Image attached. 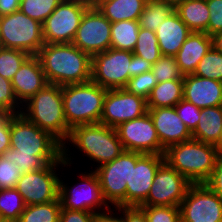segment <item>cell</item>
I'll return each mask as SVG.
<instances>
[{"instance_id":"cell-39","label":"cell","mask_w":222,"mask_h":222,"mask_svg":"<svg viewBox=\"0 0 222 222\" xmlns=\"http://www.w3.org/2000/svg\"><path fill=\"white\" fill-rule=\"evenodd\" d=\"M148 222H181L180 207L177 206H139Z\"/></svg>"},{"instance_id":"cell-15","label":"cell","mask_w":222,"mask_h":222,"mask_svg":"<svg viewBox=\"0 0 222 222\" xmlns=\"http://www.w3.org/2000/svg\"><path fill=\"white\" fill-rule=\"evenodd\" d=\"M179 207L181 222H222V200L204 183L191 184Z\"/></svg>"},{"instance_id":"cell-53","label":"cell","mask_w":222,"mask_h":222,"mask_svg":"<svg viewBox=\"0 0 222 222\" xmlns=\"http://www.w3.org/2000/svg\"><path fill=\"white\" fill-rule=\"evenodd\" d=\"M214 146L217 150L218 155H222V131L217 143Z\"/></svg>"},{"instance_id":"cell-24","label":"cell","mask_w":222,"mask_h":222,"mask_svg":"<svg viewBox=\"0 0 222 222\" xmlns=\"http://www.w3.org/2000/svg\"><path fill=\"white\" fill-rule=\"evenodd\" d=\"M148 0H97L93 5L111 22L138 20Z\"/></svg>"},{"instance_id":"cell-51","label":"cell","mask_w":222,"mask_h":222,"mask_svg":"<svg viewBox=\"0 0 222 222\" xmlns=\"http://www.w3.org/2000/svg\"><path fill=\"white\" fill-rule=\"evenodd\" d=\"M213 39V47L222 53V31L215 33L212 36Z\"/></svg>"},{"instance_id":"cell-40","label":"cell","mask_w":222,"mask_h":222,"mask_svg":"<svg viewBox=\"0 0 222 222\" xmlns=\"http://www.w3.org/2000/svg\"><path fill=\"white\" fill-rule=\"evenodd\" d=\"M157 85L156 78L152 71L133 76L129 79L125 89L132 94L148 99L152 89Z\"/></svg>"},{"instance_id":"cell-28","label":"cell","mask_w":222,"mask_h":222,"mask_svg":"<svg viewBox=\"0 0 222 222\" xmlns=\"http://www.w3.org/2000/svg\"><path fill=\"white\" fill-rule=\"evenodd\" d=\"M140 29L138 20H124L111 24L110 48L133 52Z\"/></svg>"},{"instance_id":"cell-19","label":"cell","mask_w":222,"mask_h":222,"mask_svg":"<svg viewBox=\"0 0 222 222\" xmlns=\"http://www.w3.org/2000/svg\"><path fill=\"white\" fill-rule=\"evenodd\" d=\"M153 121L161 145H170L192 139V133L180 119L174 107H160L147 111Z\"/></svg>"},{"instance_id":"cell-9","label":"cell","mask_w":222,"mask_h":222,"mask_svg":"<svg viewBox=\"0 0 222 222\" xmlns=\"http://www.w3.org/2000/svg\"><path fill=\"white\" fill-rule=\"evenodd\" d=\"M70 167L61 157L56 163L48 164L43 169L23 173L15 188L21 194L26 206L53 202L59 198L61 174L58 171L62 169L67 171L68 168L71 170Z\"/></svg>"},{"instance_id":"cell-11","label":"cell","mask_w":222,"mask_h":222,"mask_svg":"<svg viewBox=\"0 0 222 222\" xmlns=\"http://www.w3.org/2000/svg\"><path fill=\"white\" fill-rule=\"evenodd\" d=\"M91 5L84 0H63L42 24L44 44L72 43Z\"/></svg>"},{"instance_id":"cell-45","label":"cell","mask_w":222,"mask_h":222,"mask_svg":"<svg viewBox=\"0 0 222 222\" xmlns=\"http://www.w3.org/2000/svg\"><path fill=\"white\" fill-rule=\"evenodd\" d=\"M95 214L86 211L69 210L61 207L59 222H93Z\"/></svg>"},{"instance_id":"cell-5","label":"cell","mask_w":222,"mask_h":222,"mask_svg":"<svg viewBox=\"0 0 222 222\" xmlns=\"http://www.w3.org/2000/svg\"><path fill=\"white\" fill-rule=\"evenodd\" d=\"M107 89L92 80L62 86V100L67 125L100 123Z\"/></svg>"},{"instance_id":"cell-3","label":"cell","mask_w":222,"mask_h":222,"mask_svg":"<svg viewBox=\"0 0 222 222\" xmlns=\"http://www.w3.org/2000/svg\"><path fill=\"white\" fill-rule=\"evenodd\" d=\"M21 114L40 129L49 132L62 145L70 134L60 85H46L22 105Z\"/></svg>"},{"instance_id":"cell-41","label":"cell","mask_w":222,"mask_h":222,"mask_svg":"<svg viewBox=\"0 0 222 222\" xmlns=\"http://www.w3.org/2000/svg\"><path fill=\"white\" fill-rule=\"evenodd\" d=\"M23 173L11 161L0 156V189L14 188Z\"/></svg>"},{"instance_id":"cell-20","label":"cell","mask_w":222,"mask_h":222,"mask_svg":"<svg viewBox=\"0 0 222 222\" xmlns=\"http://www.w3.org/2000/svg\"><path fill=\"white\" fill-rule=\"evenodd\" d=\"M183 85V99L198 108L222 106V82L188 74L184 75Z\"/></svg>"},{"instance_id":"cell-32","label":"cell","mask_w":222,"mask_h":222,"mask_svg":"<svg viewBox=\"0 0 222 222\" xmlns=\"http://www.w3.org/2000/svg\"><path fill=\"white\" fill-rule=\"evenodd\" d=\"M26 204L16 188L0 189V219L17 222Z\"/></svg>"},{"instance_id":"cell-55","label":"cell","mask_w":222,"mask_h":222,"mask_svg":"<svg viewBox=\"0 0 222 222\" xmlns=\"http://www.w3.org/2000/svg\"><path fill=\"white\" fill-rule=\"evenodd\" d=\"M0 222H12V221H9V220H1V219H0Z\"/></svg>"},{"instance_id":"cell-30","label":"cell","mask_w":222,"mask_h":222,"mask_svg":"<svg viewBox=\"0 0 222 222\" xmlns=\"http://www.w3.org/2000/svg\"><path fill=\"white\" fill-rule=\"evenodd\" d=\"M61 202L58 198L46 204L27 205L17 222H59Z\"/></svg>"},{"instance_id":"cell-54","label":"cell","mask_w":222,"mask_h":222,"mask_svg":"<svg viewBox=\"0 0 222 222\" xmlns=\"http://www.w3.org/2000/svg\"><path fill=\"white\" fill-rule=\"evenodd\" d=\"M84 1H87V2H89L91 4H94L97 0H84Z\"/></svg>"},{"instance_id":"cell-25","label":"cell","mask_w":222,"mask_h":222,"mask_svg":"<svg viewBox=\"0 0 222 222\" xmlns=\"http://www.w3.org/2000/svg\"><path fill=\"white\" fill-rule=\"evenodd\" d=\"M222 131V106L201 109L199 122L192 138L215 145Z\"/></svg>"},{"instance_id":"cell-7","label":"cell","mask_w":222,"mask_h":222,"mask_svg":"<svg viewBox=\"0 0 222 222\" xmlns=\"http://www.w3.org/2000/svg\"><path fill=\"white\" fill-rule=\"evenodd\" d=\"M10 145L16 153L34 156H62V144L21 113L10 114Z\"/></svg>"},{"instance_id":"cell-49","label":"cell","mask_w":222,"mask_h":222,"mask_svg":"<svg viewBox=\"0 0 222 222\" xmlns=\"http://www.w3.org/2000/svg\"><path fill=\"white\" fill-rule=\"evenodd\" d=\"M152 65H153L152 63L148 62L142 57L133 54L132 55V77L151 71Z\"/></svg>"},{"instance_id":"cell-52","label":"cell","mask_w":222,"mask_h":222,"mask_svg":"<svg viewBox=\"0 0 222 222\" xmlns=\"http://www.w3.org/2000/svg\"><path fill=\"white\" fill-rule=\"evenodd\" d=\"M171 5L174 9L179 5L182 4L185 0H159Z\"/></svg>"},{"instance_id":"cell-31","label":"cell","mask_w":222,"mask_h":222,"mask_svg":"<svg viewBox=\"0 0 222 222\" xmlns=\"http://www.w3.org/2000/svg\"><path fill=\"white\" fill-rule=\"evenodd\" d=\"M13 162L22 173H28L45 168L48 164L56 163L62 156H34L32 154L16 153V149L9 148L3 155Z\"/></svg>"},{"instance_id":"cell-50","label":"cell","mask_w":222,"mask_h":222,"mask_svg":"<svg viewBox=\"0 0 222 222\" xmlns=\"http://www.w3.org/2000/svg\"><path fill=\"white\" fill-rule=\"evenodd\" d=\"M21 0H0V16L19 10Z\"/></svg>"},{"instance_id":"cell-14","label":"cell","mask_w":222,"mask_h":222,"mask_svg":"<svg viewBox=\"0 0 222 222\" xmlns=\"http://www.w3.org/2000/svg\"><path fill=\"white\" fill-rule=\"evenodd\" d=\"M191 183L164 161L155 173L146 201L141 206H177Z\"/></svg>"},{"instance_id":"cell-26","label":"cell","mask_w":222,"mask_h":222,"mask_svg":"<svg viewBox=\"0 0 222 222\" xmlns=\"http://www.w3.org/2000/svg\"><path fill=\"white\" fill-rule=\"evenodd\" d=\"M174 11L192 32H205L208 35L210 11L206 0H185Z\"/></svg>"},{"instance_id":"cell-27","label":"cell","mask_w":222,"mask_h":222,"mask_svg":"<svg viewBox=\"0 0 222 222\" xmlns=\"http://www.w3.org/2000/svg\"><path fill=\"white\" fill-rule=\"evenodd\" d=\"M183 79L160 82L147 99V109L174 107L183 99Z\"/></svg>"},{"instance_id":"cell-48","label":"cell","mask_w":222,"mask_h":222,"mask_svg":"<svg viewBox=\"0 0 222 222\" xmlns=\"http://www.w3.org/2000/svg\"><path fill=\"white\" fill-rule=\"evenodd\" d=\"M93 222H122V206L96 213Z\"/></svg>"},{"instance_id":"cell-33","label":"cell","mask_w":222,"mask_h":222,"mask_svg":"<svg viewBox=\"0 0 222 222\" xmlns=\"http://www.w3.org/2000/svg\"><path fill=\"white\" fill-rule=\"evenodd\" d=\"M133 54L154 64L162 56L156 33L140 27Z\"/></svg>"},{"instance_id":"cell-8","label":"cell","mask_w":222,"mask_h":222,"mask_svg":"<svg viewBox=\"0 0 222 222\" xmlns=\"http://www.w3.org/2000/svg\"><path fill=\"white\" fill-rule=\"evenodd\" d=\"M44 45L42 24L20 10L0 16V47L37 55Z\"/></svg>"},{"instance_id":"cell-12","label":"cell","mask_w":222,"mask_h":222,"mask_svg":"<svg viewBox=\"0 0 222 222\" xmlns=\"http://www.w3.org/2000/svg\"><path fill=\"white\" fill-rule=\"evenodd\" d=\"M165 161L164 154L130 151V174L126 185V206H141L149 194L156 171Z\"/></svg>"},{"instance_id":"cell-43","label":"cell","mask_w":222,"mask_h":222,"mask_svg":"<svg viewBox=\"0 0 222 222\" xmlns=\"http://www.w3.org/2000/svg\"><path fill=\"white\" fill-rule=\"evenodd\" d=\"M210 11L208 35L222 31V0H206Z\"/></svg>"},{"instance_id":"cell-47","label":"cell","mask_w":222,"mask_h":222,"mask_svg":"<svg viewBox=\"0 0 222 222\" xmlns=\"http://www.w3.org/2000/svg\"><path fill=\"white\" fill-rule=\"evenodd\" d=\"M122 222H148L144 211L138 206H122Z\"/></svg>"},{"instance_id":"cell-44","label":"cell","mask_w":222,"mask_h":222,"mask_svg":"<svg viewBox=\"0 0 222 222\" xmlns=\"http://www.w3.org/2000/svg\"><path fill=\"white\" fill-rule=\"evenodd\" d=\"M204 184L222 200V155H218L214 168Z\"/></svg>"},{"instance_id":"cell-35","label":"cell","mask_w":222,"mask_h":222,"mask_svg":"<svg viewBox=\"0 0 222 222\" xmlns=\"http://www.w3.org/2000/svg\"><path fill=\"white\" fill-rule=\"evenodd\" d=\"M63 0H21L19 10L43 24Z\"/></svg>"},{"instance_id":"cell-42","label":"cell","mask_w":222,"mask_h":222,"mask_svg":"<svg viewBox=\"0 0 222 222\" xmlns=\"http://www.w3.org/2000/svg\"><path fill=\"white\" fill-rule=\"evenodd\" d=\"M174 108L192 133L198 125L201 109L185 99H182Z\"/></svg>"},{"instance_id":"cell-6","label":"cell","mask_w":222,"mask_h":222,"mask_svg":"<svg viewBox=\"0 0 222 222\" xmlns=\"http://www.w3.org/2000/svg\"><path fill=\"white\" fill-rule=\"evenodd\" d=\"M79 171L77 172L79 174L75 172L78 176L76 180L79 183L76 181L75 184H72L63 180L67 175L62 170L59 180L61 207L69 210L92 212L94 214L109 210L111 207L104 199L96 172L92 169L90 170V168H87V172L85 170L83 172ZM69 184L72 185L70 186Z\"/></svg>"},{"instance_id":"cell-18","label":"cell","mask_w":222,"mask_h":222,"mask_svg":"<svg viewBox=\"0 0 222 222\" xmlns=\"http://www.w3.org/2000/svg\"><path fill=\"white\" fill-rule=\"evenodd\" d=\"M147 100L125 88L107 90L100 123L116 128L147 113Z\"/></svg>"},{"instance_id":"cell-1","label":"cell","mask_w":222,"mask_h":222,"mask_svg":"<svg viewBox=\"0 0 222 222\" xmlns=\"http://www.w3.org/2000/svg\"><path fill=\"white\" fill-rule=\"evenodd\" d=\"M75 149L80 152L79 157L84 153L82 156H86L89 164L94 162L89 165L90 168H94L93 170L113 161L124 151L115 128L102 123L84 124L71 128L67 140L62 145V158L70 166L75 164V160H79L75 159L77 157L74 155Z\"/></svg>"},{"instance_id":"cell-17","label":"cell","mask_w":222,"mask_h":222,"mask_svg":"<svg viewBox=\"0 0 222 222\" xmlns=\"http://www.w3.org/2000/svg\"><path fill=\"white\" fill-rule=\"evenodd\" d=\"M105 201L110 207L126 206V185L130 174V151H123L113 161L94 170Z\"/></svg>"},{"instance_id":"cell-13","label":"cell","mask_w":222,"mask_h":222,"mask_svg":"<svg viewBox=\"0 0 222 222\" xmlns=\"http://www.w3.org/2000/svg\"><path fill=\"white\" fill-rule=\"evenodd\" d=\"M111 22L92 4L83 14L72 44L91 57L111 44Z\"/></svg>"},{"instance_id":"cell-22","label":"cell","mask_w":222,"mask_h":222,"mask_svg":"<svg viewBox=\"0 0 222 222\" xmlns=\"http://www.w3.org/2000/svg\"><path fill=\"white\" fill-rule=\"evenodd\" d=\"M213 47L212 36L205 32H191L175 59L183 75L194 74L200 60Z\"/></svg>"},{"instance_id":"cell-36","label":"cell","mask_w":222,"mask_h":222,"mask_svg":"<svg viewBox=\"0 0 222 222\" xmlns=\"http://www.w3.org/2000/svg\"><path fill=\"white\" fill-rule=\"evenodd\" d=\"M194 75L222 82V53L212 47L200 60Z\"/></svg>"},{"instance_id":"cell-21","label":"cell","mask_w":222,"mask_h":222,"mask_svg":"<svg viewBox=\"0 0 222 222\" xmlns=\"http://www.w3.org/2000/svg\"><path fill=\"white\" fill-rule=\"evenodd\" d=\"M11 83L15 96L22 105L48 85L39 58L36 55H31L21 65Z\"/></svg>"},{"instance_id":"cell-29","label":"cell","mask_w":222,"mask_h":222,"mask_svg":"<svg viewBox=\"0 0 222 222\" xmlns=\"http://www.w3.org/2000/svg\"><path fill=\"white\" fill-rule=\"evenodd\" d=\"M173 12L174 8L165 2L148 0L143 12L139 16V26L143 29L155 32L159 24Z\"/></svg>"},{"instance_id":"cell-23","label":"cell","mask_w":222,"mask_h":222,"mask_svg":"<svg viewBox=\"0 0 222 222\" xmlns=\"http://www.w3.org/2000/svg\"><path fill=\"white\" fill-rule=\"evenodd\" d=\"M191 32L175 11L171 13L155 31L161 54L175 56Z\"/></svg>"},{"instance_id":"cell-46","label":"cell","mask_w":222,"mask_h":222,"mask_svg":"<svg viewBox=\"0 0 222 222\" xmlns=\"http://www.w3.org/2000/svg\"><path fill=\"white\" fill-rule=\"evenodd\" d=\"M11 148L10 145V114L0 113V156Z\"/></svg>"},{"instance_id":"cell-37","label":"cell","mask_w":222,"mask_h":222,"mask_svg":"<svg viewBox=\"0 0 222 222\" xmlns=\"http://www.w3.org/2000/svg\"><path fill=\"white\" fill-rule=\"evenodd\" d=\"M152 74L157 83L184 79L180 72L175 56L162 55L153 65Z\"/></svg>"},{"instance_id":"cell-34","label":"cell","mask_w":222,"mask_h":222,"mask_svg":"<svg viewBox=\"0 0 222 222\" xmlns=\"http://www.w3.org/2000/svg\"><path fill=\"white\" fill-rule=\"evenodd\" d=\"M31 55L20 49L0 47V76L12 80Z\"/></svg>"},{"instance_id":"cell-16","label":"cell","mask_w":222,"mask_h":222,"mask_svg":"<svg viewBox=\"0 0 222 222\" xmlns=\"http://www.w3.org/2000/svg\"><path fill=\"white\" fill-rule=\"evenodd\" d=\"M125 151L142 154H164L150 114L123 122L115 128Z\"/></svg>"},{"instance_id":"cell-2","label":"cell","mask_w":222,"mask_h":222,"mask_svg":"<svg viewBox=\"0 0 222 222\" xmlns=\"http://www.w3.org/2000/svg\"><path fill=\"white\" fill-rule=\"evenodd\" d=\"M36 56L48 84L64 86L91 80L92 57L72 43L44 44Z\"/></svg>"},{"instance_id":"cell-10","label":"cell","mask_w":222,"mask_h":222,"mask_svg":"<svg viewBox=\"0 0 222 222\" xmlns=\"http://www.w3.org/2000/svg\"><path fill=\"white\" fill-rule=\"evenodd\" d=\"M132 55L113 48L93 55L91 80L107 90L125 88L132 77Z\"/></svg>"},{"instance_id":"cell-4","label":"cell","mask_w":222,"mask_h":222,"mask_svg":"<svg viewBox=\"0 0 222 222\" xmlns=\"http://www.w3.org/2000/svg\"><path fill=\"white\" fill-rule=\"evenodd\" d=\"M218 156L214 145L190 139L170 145L165 161L191 184L204 183L213 171Z\"/></svg>"},{"instance_id":"cell-38","label":"cell","mask_w":222,"mask_h":222,"mask_svg":"<svg viewBox=\"0 0 222 222\" xmlns=\"http://www.w3.org/2000/svg\"><path fill=\"white\" fill-rule=\"evenodd\" d=\"M22 104L17 100L11 80L0 76V113L20 114Z\"/></svg>"}]
</instances>
